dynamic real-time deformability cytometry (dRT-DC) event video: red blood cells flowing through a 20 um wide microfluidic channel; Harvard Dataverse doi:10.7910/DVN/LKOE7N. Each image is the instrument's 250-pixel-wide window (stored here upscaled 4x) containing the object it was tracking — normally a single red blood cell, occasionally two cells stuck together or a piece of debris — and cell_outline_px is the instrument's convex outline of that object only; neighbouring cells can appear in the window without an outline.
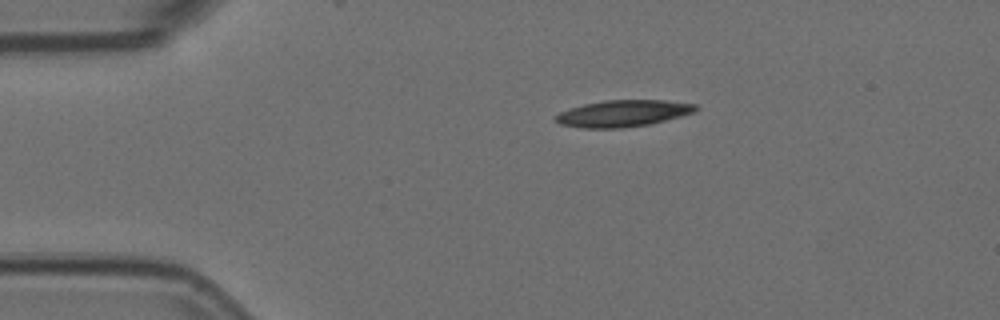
{"species": "Egyptian fruit bat (a non-hibernating species)", "species_latin": "Rousettus aegyptiacus", "temperature_condition": "room temperature", "stored_images_in_passage": 6, "camera_frame_rate_fps": 3000, "um_per_image_px": 0.085, "animal": {"sex": "female"}, "frame": {"image": 1, "passage_image": 1, "time_ms": 0.0, "image_size_px": [1000, 320], "cell_outline_px": [[700, 108], [692, 112], [680, 116], [648, 124], [620, 128], [584, 128], [560, 124], [556, 120], [556, 116], [560, 112], [584, 104], [604, 100], [664, 100], [696, 104]], "centroid_in_image_um": [52.97, 9.63], "position_along_channel_um": 32.0, "area_um2": 21.39}}
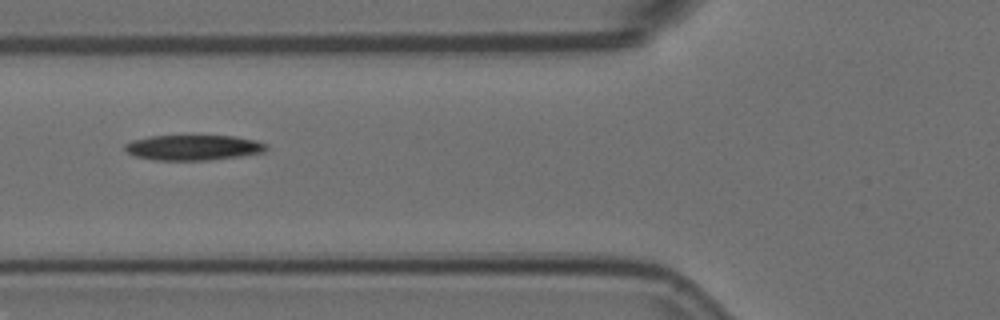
{"frame": {"image": 2, "passage_image": 4, "time_ms": 1.0, "image_size_px": [1000, 320], "cell_outline_px": [[268, 148], [264, 152], [240, 156], [212, 160], [156, 160], [136, 156], [128, 152], [124, 148], [124, 144], [132, 140], [152, 136], [232, 136], [256, 140], [268, 144]], "centroid_in_image_um": [16.46, 12.54], "position_along_channel_um": 109.3, "area_um2": 20.81}}
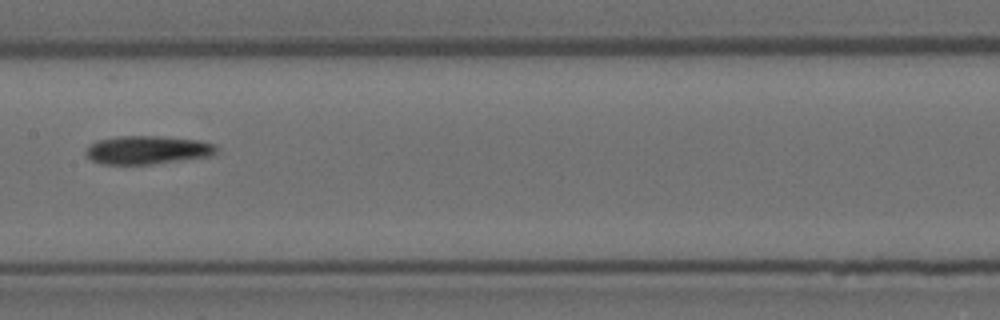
{"frame": {"image": 3, "passage_image": 6, "time_ms": 1.667, "image_size_px": [1000, 320], "cell_outline_px": [[220, 148], [212, 156], [152, 164], [100, 164], [92, 160], [84, 152], [96, 140], [120, 136], [160, 136], [200, 140], [216, 144]], "centroid_in_image_um": [12.59, 12.74], "position_along_channel_um": 194.8, "area_um2": 21.73}}